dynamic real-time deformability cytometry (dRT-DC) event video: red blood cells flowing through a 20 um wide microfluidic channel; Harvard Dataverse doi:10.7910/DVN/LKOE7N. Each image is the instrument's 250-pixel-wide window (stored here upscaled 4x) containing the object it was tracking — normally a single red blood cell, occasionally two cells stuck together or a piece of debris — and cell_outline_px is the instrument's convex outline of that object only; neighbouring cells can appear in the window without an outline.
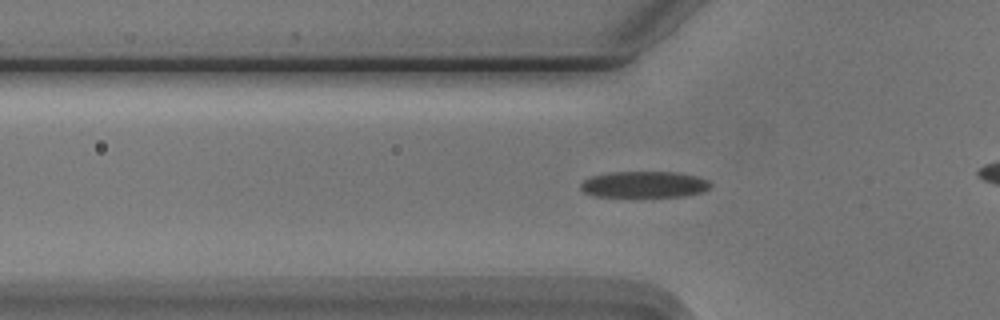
{"species": "Egyptian fruit bat (a non-hibernating species)", "species_latin": "Rousettus aegyptiacus", "temperature_condition": "cold", "stored_images_in_passage": 31, "camera_frame_rate_fps": 3000, "um_per_image_px": 0.085, "animal": {"sex": "male"}, "frame": {"image": 1, "passage_image": 4, "time_ms": 1.0, "image_size_px": [1000, 320], "cell_outline_px": [[712, 184], [704, 192], [684, 196], [596, 196], [584, 192], [580, 188], [580, 184], [584, 180], [592, 176], [612, 172], [676, 172], [696, 176], [708, 180]], "centroid_in_image_um": [54.78, 15.67], "position_along_channel_um": 71.0, "area_um2": 19.77}}
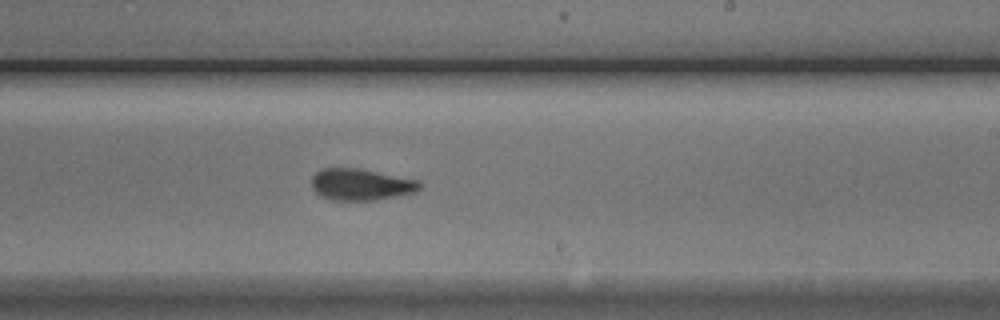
{"frame": {"image": 2, "passage_image": 19, "time_ms": 6.0, "image_size_px": [1000, 320], "cell_outline_px": [[424, 184], [416, 192], [376, 200], [332, 200], [320, 196], [312, 188], [312, 176], [320, 168], [356, 168], [420, 180]], "centroid_in_image_um": [30.69, 15.68], "position_along_channel_um": 258.3, "area_um2": 20.0}}
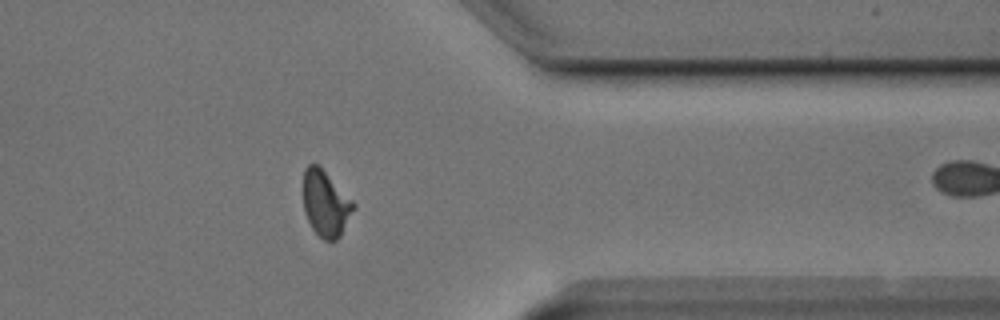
{"frame": {"image": 3, "passage_image": 30, "time_ms": 9.667, "image_size_px": [1000, 320], "cell_outline_px": [[356, 208], [340, 236], [336, 240], [324, 240], [312, 228], [304, 212], [304, 168], [312, 160], [320, 164], [356, 204]], "centroid_in_image_um": [27.69, 17.24], "position_along_channel_um": 383.7, "area_um2": 19.65}}